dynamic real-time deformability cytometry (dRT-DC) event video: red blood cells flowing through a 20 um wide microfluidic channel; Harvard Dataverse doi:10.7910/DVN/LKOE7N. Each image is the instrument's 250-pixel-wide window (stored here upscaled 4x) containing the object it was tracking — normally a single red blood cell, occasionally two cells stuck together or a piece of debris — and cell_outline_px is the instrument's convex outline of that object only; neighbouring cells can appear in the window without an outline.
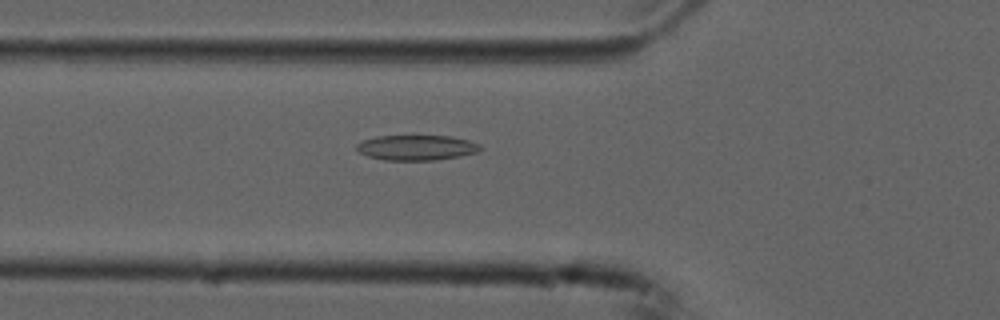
{"species": "common noctule bat (a hibernating species)", "species_latin": "Nyctalus noctula", "temperature_condition": "cold", "stored_images_in_passage": 55, "camera_frame_rate_fps": 3000, "um_per_image_px": 0.085, "animal": {"sex": "male", "forearm_length_mm": 52.5}, "frame": {"image": 1, "passage_image": 19, "time_ms": 6.0, "image_size_px": [1000, 320], "cell_outline_px": [[484, 148], [476, 152], [460, 156], [436, 160], [384, 160], [368, 156], [360, 152], [356, 148], [356, 144], [364, 140], [376, 136], [452, 136], [468, 140], [480, 144]], "centroid_in_image_um": [35.43, 12.55], "position_along_channel_um": 90.4, "area_um2": 18.15}}
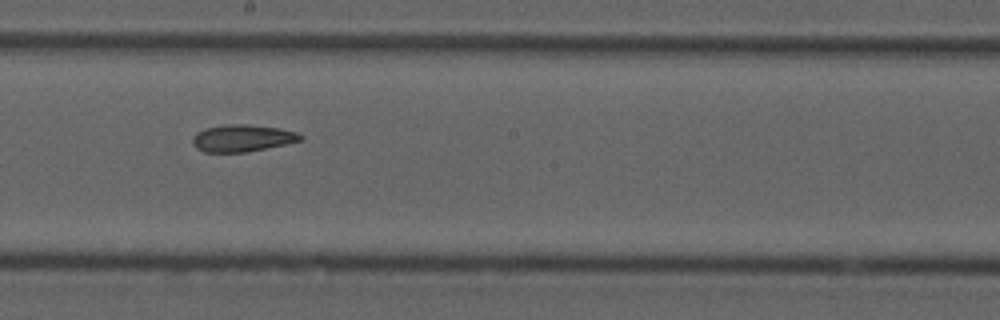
{"frame": {"image": 2, "passage_image": 30, "time_ms": 9.667, "image_size_px": [1000, 320], "cell_outline_px": [[304, 140], [248, 152], [204, 152], [196, 148], [192, 144], [192, 136], [196, 132], [204, 128], [224, 124], [248, 124], [280, 128], [296, 132], [304, 136]], "centroid_in_image_um": [20.58, 11.73], "position_along_channel_um": 227.6, "area_um2": 17.28}}
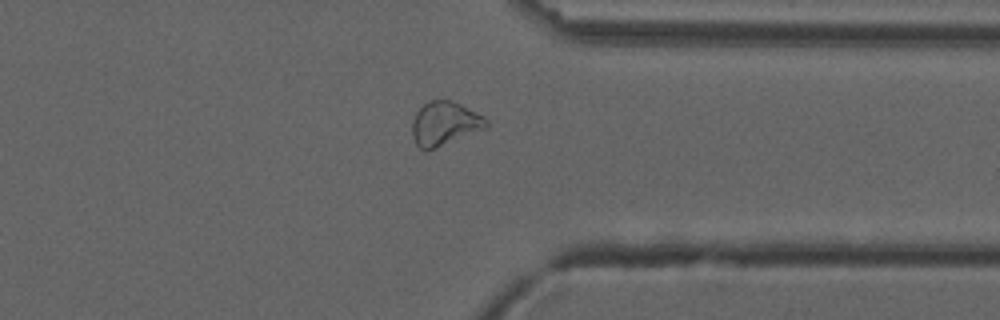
{"frame": {"image": 3, "passage_image": 42, "time_ms": 13.667, "image_size_px": [1000, 320], "cell_outline_px": [[488, 124], [484, 128], [436, 148], [420, 148], [416, 144], [412, 136], [412, 124], [416, 112], [424, 104], [432, 100], [452, 100], [484, 116], [488, 120]], "centroid_in_image_um": [37.78, 10.48], "position_along_channel_um": 373.6, "area_um2": 18.5}, "authors_computed_cell_mechanics": {"area_um2": 18.9584, "velocity_mm_per_s": 3.7348, "shape_relaxation_time_tau1_ms": null, "shape_relaxation_time_tau2_ms": 6.7207, "deformation_change_tau1": null, "deformation_change_tau2": 0.1507}}